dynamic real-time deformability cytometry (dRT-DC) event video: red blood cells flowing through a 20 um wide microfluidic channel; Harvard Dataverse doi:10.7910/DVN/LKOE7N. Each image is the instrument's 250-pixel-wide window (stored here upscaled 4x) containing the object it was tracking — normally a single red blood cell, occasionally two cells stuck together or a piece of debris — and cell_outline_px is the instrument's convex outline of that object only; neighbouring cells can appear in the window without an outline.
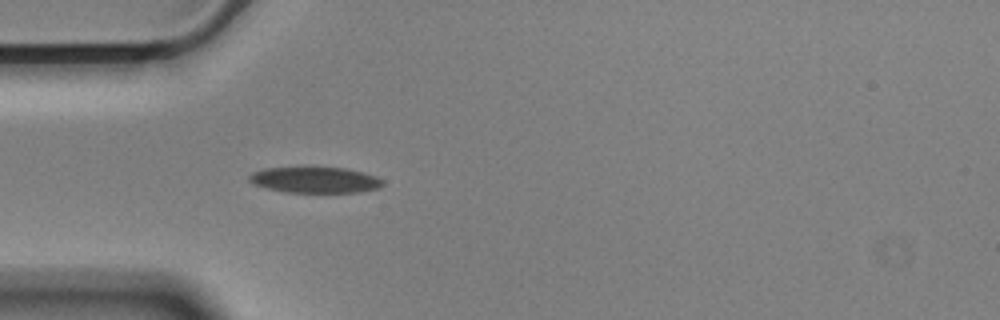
{"species": "Egyptian fruit bat (a non-hibernating species)", "species_latin": "Rousettus aegyptiacus", "temperature_condition": "cold", "stored_images_in_passage": 41, "camera_frame_rate_fps": 3000, "um_per_image_px": 0.085, "animal": {"sex": "male"}, "frame": {"image": 1, "passage_image": 1, "time_ms": 0.0, "image_size_px": [1000, 320], "cell_outline_px": [[384, 184], [380, 188], [360, 192], [284, 192], [252, 184], [248, 180], [248, 176], [252, 172], [264, 168], [300, 164], [308, 164], [348, 168], [364, 172], [376, 176], [384, 180]], "centroid_in_image_um": [26.75, 15.23], "position_along_channel_um": 58.2, "area_um2": 21.56}}
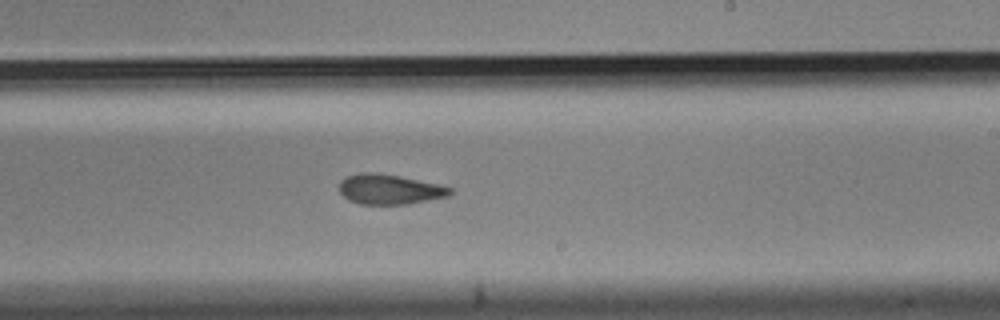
{"frame": {"image": 2, "passage_image": 18, "time_ms": 5.667, "image_size_px": [1000, 320], "cell_outline_px": [[452, 192], [448, 196], [408, 204], [360, 204], [348, 200], [340, 192], [340, 180], [348, 176], [400, 176], [440, 184], [452, 188]], "centroid_in_image_um": [33.19, 16.15], "position_along_channel_um": 255.8, "area_um2": 18.44}}
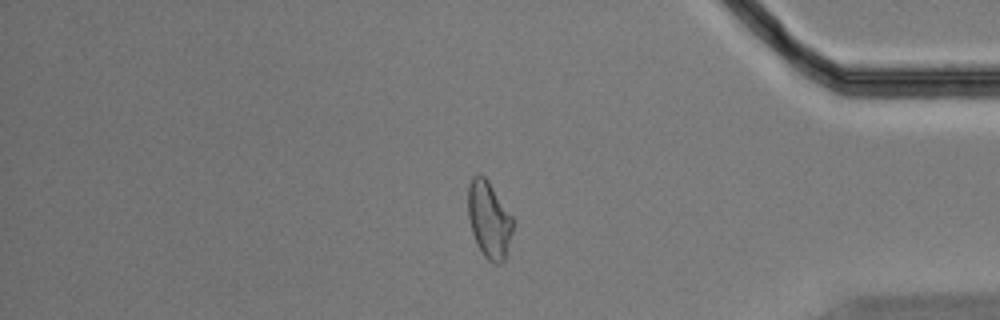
{"frame": {"image": 3, "passage_image": 32, "time_ms": 10.333, "image_size_px": [1000, 320], "cell_outline_px": [[512, 232], [504, 260], [500, 264], [496, 264], [488, 260], [484, 256], [472, 232], [468, 220], [468, 184], [472, 176], [476, 172], [480, 172], [488, 180], [512, 216]], "centroid_in_image_um": [41.54, 18.62], "position_along_channel_um": 393.7, "area_um2": 20.0}, "authors_computed_cell_mechanics": {"area_um2": 20.2878, "velocity_mm_per_s": 3.5287, "shape_relaxation_time_tau1_ms": 6.0457, "shape_relaxation_time_tau2_ms": 4.3322, "deformation_change_tau1": 0.1664, "deformation_change_tau2": 0.1255}}